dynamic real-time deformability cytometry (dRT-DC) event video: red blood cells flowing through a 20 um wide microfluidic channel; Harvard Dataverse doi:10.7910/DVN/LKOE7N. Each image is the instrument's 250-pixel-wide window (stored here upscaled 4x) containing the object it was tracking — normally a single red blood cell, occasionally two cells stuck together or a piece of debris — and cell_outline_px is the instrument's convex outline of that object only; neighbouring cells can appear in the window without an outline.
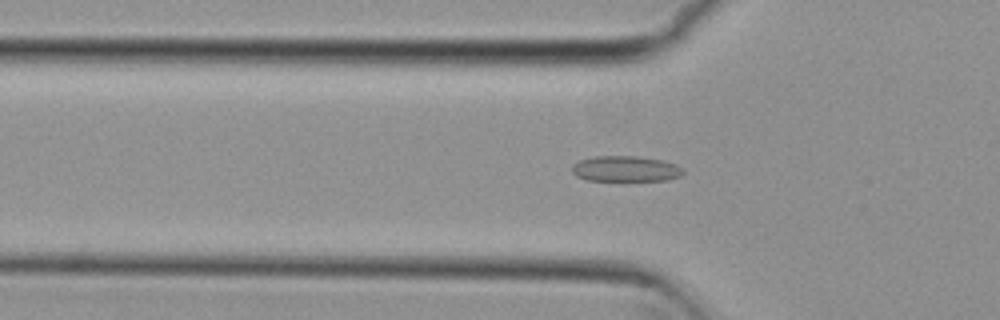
{"species": "common noctule bat (a hibernating species)", "species_latin": "Nyctalus noctula", "temperature_condition": "cold", "stored_images_in_passage": 54, "camera_frame_rate_fps": 3000, "um_per_image_px": 0.085, "animal": {"sex": "female", "body_mass_g": 29.2, "forearm_length_mm": 56.3}, "frame": {"image": 1, "passage_image": 17, "time_ms": 5.333, "image_size_px": [1000, 320], "cell_outline_px": [[684, 172], [680, 176], [668, 180], [588, 180], [576, 176], [572, 172], [572, 164], [580, 160], [592, 156], [636, 156], [664, 160], [676, 164], [684, 168]], "centroid_in_image_um": [53.19, 14.34], "position_along_channel_um": 72.6, "area_um2": 16.7}}
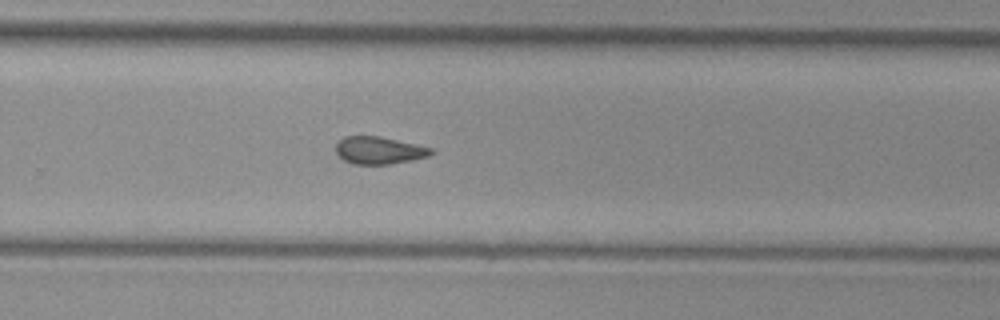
{"frame": {"image": 2, "passage_image": 35, "time_ms": 11.333, "image_size_px": [1000, 320], "cell_outline_px": [[436, 152], [428, 156], [412, 160], [388, 164], [352, 164], [344, 160], [336, 152], [336, 144], [344, 136], [380, 136], [416, 144], [432, 148]], "centroid_in_image_um": [32.23, 12.78], "position_along_channel_um": 297.6, "area_um2": 15.2}}
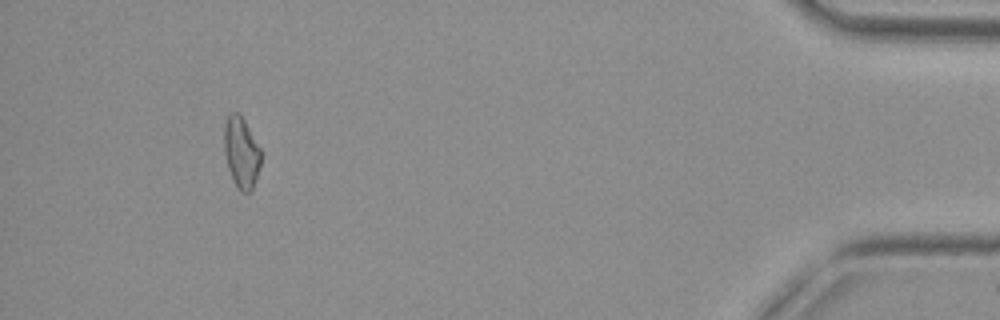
{"frame": {"image": 3, "passage_image": 50, "time_ms": 16.333, "image_size_px": [1000, 320], "cell_outline_px": [[260, 164], [252, 192], [240, 192], [236, 188], [232, 180], [228, 168], [224, 152], [224, 124], [228, 112], [236, 112], [244, 120], [260, 148]], "centroid_in_image_um": [20.48, 12.99], "position_along_channel_um": 414.7, "area_um2": 15.32}, "authors_computed_cell_mechanics": {"area_um2": 15.8661, "velocity_mm_per_s": 3.7409, "shape_relaxation_time_tau1_ms": null, "shape_relaxation_time_tau2_ms": 5.2509, "deformation_change_tau1": null, "deformation_change_tau2": 0.1054}}